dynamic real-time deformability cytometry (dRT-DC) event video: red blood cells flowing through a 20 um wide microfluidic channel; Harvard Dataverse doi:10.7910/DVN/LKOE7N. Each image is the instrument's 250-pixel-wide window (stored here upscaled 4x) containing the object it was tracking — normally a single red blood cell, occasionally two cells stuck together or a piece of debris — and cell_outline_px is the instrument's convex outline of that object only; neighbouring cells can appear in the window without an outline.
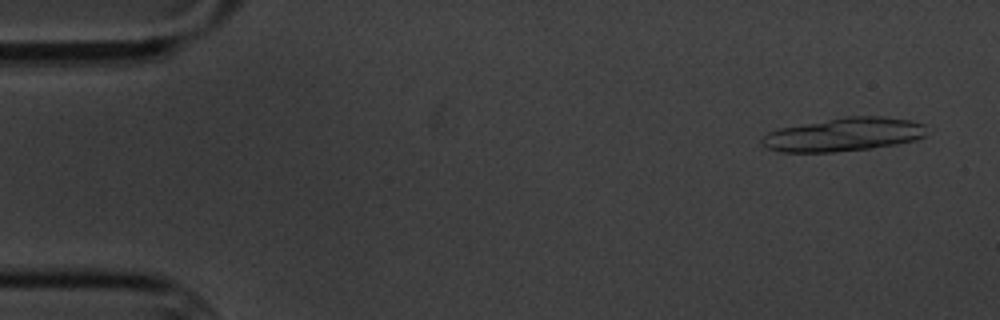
{"species": "common noctule bat (a hibernating species)", "species_latin": "Nyctalus noctula", "temperature_condition": "cold", "stored_images_in_passage": 5, "camera_frame_rate_fps": 3000, "um_per_image_px": 0.085, "animal": {"sex": "male", "body_mass_g": 20.1, "forearm_length_mm": 53.5}, "frame": {"image": 1, "passage_image": 1, "time_ms": 0.0, "image_size_px": [1000, 320], "cell_outline_px": [[924, 136], [916, 140], [896, 144], [872, 148], [832, 152], [780, 152], [768, 148], [760, 144], [760, 140], [768, 132], [780, 128], [848, 116], [884, 116], [912, 120], [924, 124]], "centroid_in_image_um": [71.71, 11.44], "position_along_channel_um": 13.3, "area_um2": 32.02}}